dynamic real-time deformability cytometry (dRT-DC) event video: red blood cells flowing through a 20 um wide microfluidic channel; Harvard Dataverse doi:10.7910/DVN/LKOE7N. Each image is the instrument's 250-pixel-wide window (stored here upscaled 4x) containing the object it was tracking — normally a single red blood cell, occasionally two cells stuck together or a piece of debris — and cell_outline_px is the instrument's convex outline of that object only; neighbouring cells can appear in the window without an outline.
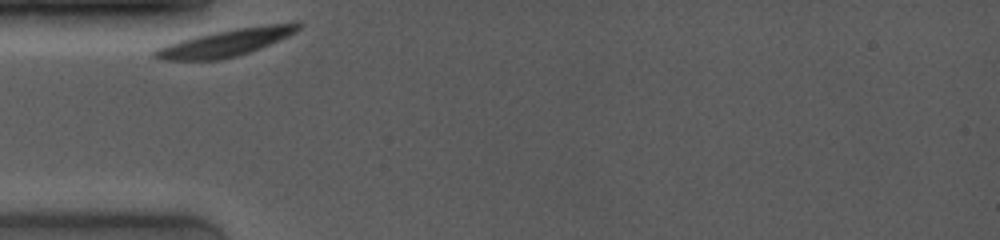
{"species": "common noctule bat (a hibernating species)", "species_latin": "Nyctalus noctula", "temperature_condition": "room temperature", "stored_images_in_passage": 32, "camera_frame_rate_fps": 4000, "um_per_image_px": 0.085, "animal": {"sex": "female", "body_mass_g": 19.0, "forearm_length_mm": 53.3}, "frame": {"image": 1, "passage_image": 1, "time_ms": 0.0, "image_size_px": [1000, 240], "cell_outline_px": [[304, 24], [296, 32], [288, 36], [260, 48], [236, 56], [220, 60], [160, 60], [152, 56], [152, 52], [156, 48], [180, 40], [212, 32], [236, 28], [292, 20], [300, 20]], "centroid_in_image_um": [19.29, 3.59], "position_along_channel_um": 65.7, "area_um2": 23.06}}
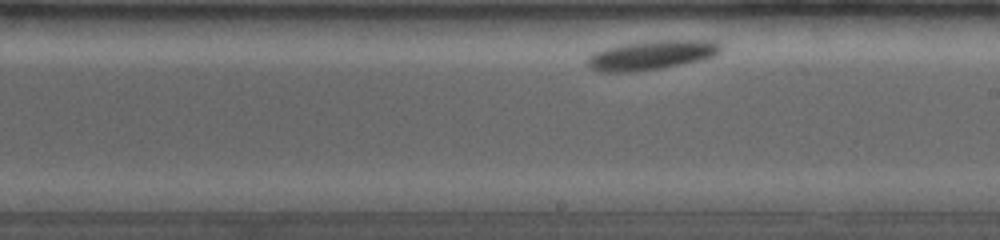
{"frame": {"image": 2, "passage_image": 18, "time_ms": 4.25, "image_size_px": [1000, 240], "cell_outline_px": [[724, 48], [720, 52], [704, 60], [684, 64], [636, 72], [600, 72], [588, 68], [584, 64], [588, 56], [604, 48], [624, 44], [648, 40], [712, 40], [720, 44]], "centroid_in_image_um": [55.36, 4.69], "position_along_channel_um": 233.6, "area_um2": 23.24}}
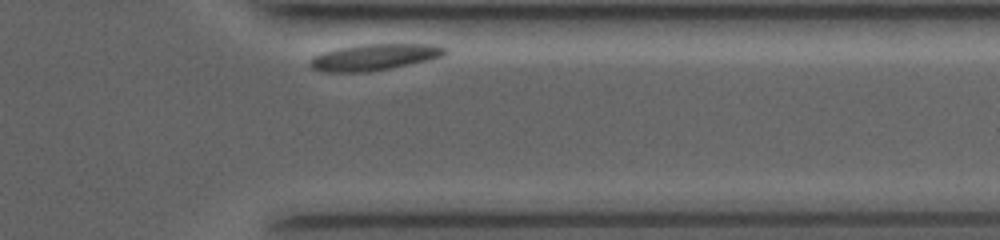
{"frame": {"image": 3, "passage_image": 32, "time_ms": 7.75, "image_size_px": [1000, 240], "cell_outline_px": [[448, 52], [444, 56], [428, 60], [368, 72], [324, 72], [312, 68], [308, 64], [308, 60], [312, 56], [324, 52], [340, 48], [360, 44], [432, 44], [448, 48]], "centroid_in_image_um": [31.81, 4.85], "position_along_channel_um": 379.6, "area_um2": 20.75}}